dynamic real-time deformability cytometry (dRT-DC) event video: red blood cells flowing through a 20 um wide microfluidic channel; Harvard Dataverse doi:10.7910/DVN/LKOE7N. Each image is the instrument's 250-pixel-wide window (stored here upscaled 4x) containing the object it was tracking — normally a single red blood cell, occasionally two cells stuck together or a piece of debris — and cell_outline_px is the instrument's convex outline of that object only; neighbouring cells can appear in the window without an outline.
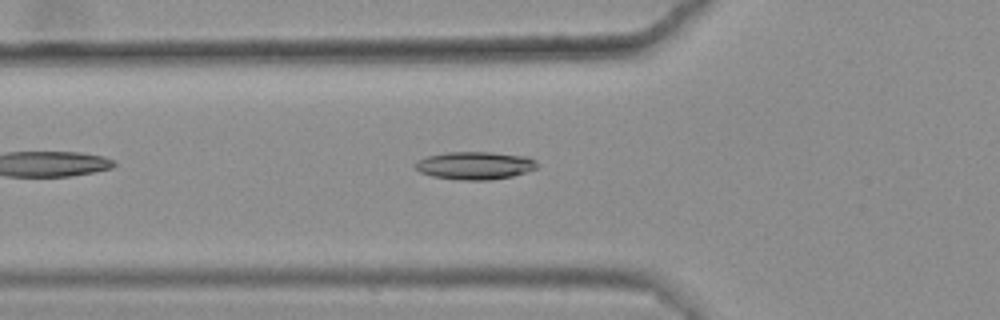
{"species": "common noctule bat (a hibernating species)", "species_latin": "Nyctalus noctula", "temperature_condition": "warm", "stored_images_in_passage": 18, "camera_frame_rate_fps": 3000, "um_per_image_px": 0.085, "animal": {"sex": "female", "body_mass_g": 25.1}, "frame": {"image": 1, "passage_image": 7, "time_ms": 2.0, "image_size_px": [1000, 320], "cell_outline_px": [[540, 164], [536, 168], [512, 176], [488, 180], [460, 180], [432, 176], [420, 172], [412, 164], [428, 156], [448, 152], [492, 152], [528, 156], [536, 160]], "centroid_in_image_um": [40.39, 14.06], "position_along_channel_um": 85.4, "area_um2": 19.77}}
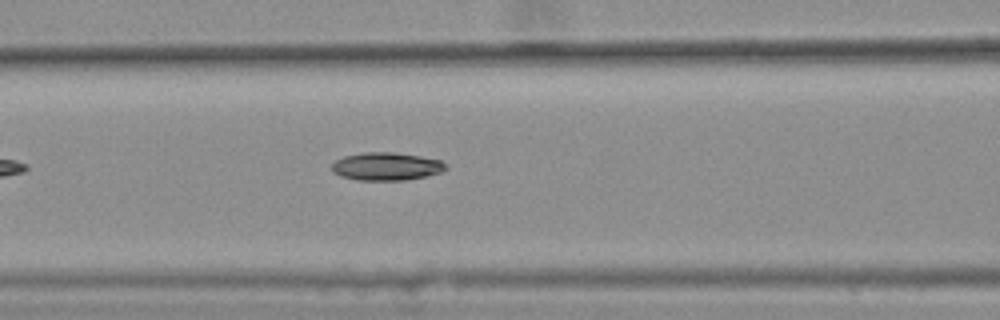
{"frame": {"image": 2, "passage_image": 11, "time_ms": 3.333, "image_size_px": [1000, 320], "cell_outline_px": [[448, 168], [440, 172], [428, 176], [404, 180], [356, 180], [340, 176], [332, 172], [332, 164], [336, 160], [344, 156], [364, 152], [392, 152], [420, 156], [440, 160]], "centroid_in_image_um": [32.82, 14.15], "position_along_channel_um": 133.8, "area_um2": 18.55}}
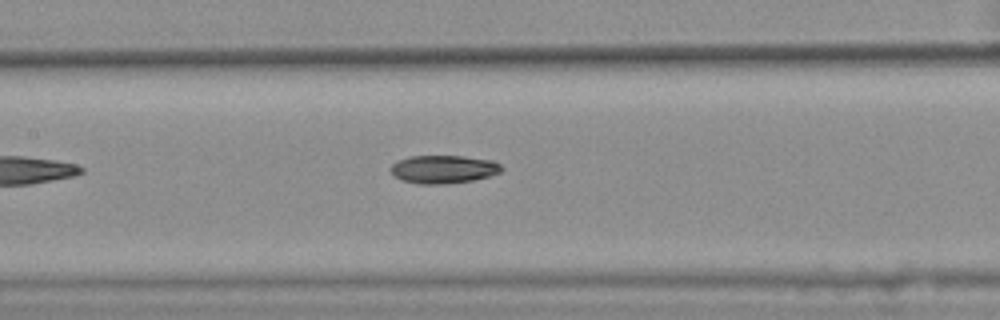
{"frame": {"image": 3, "passage_image": 14, "time_ms": 4.333, "image_size_px": [1000, 320], "cell_outline_px": [[504, 168], [500, 172], [488, 176], [472, 180], [436, 184], [420, 184], [400, 180], [392, 172], [392, 164], [400, 160], [412, 156], [464, 156], [492, 160], [500, 164]], "centroid_in_image_um": [37.72, 14.38], "position_along_channel_um": 169.7, "area_um2": 17.86}}